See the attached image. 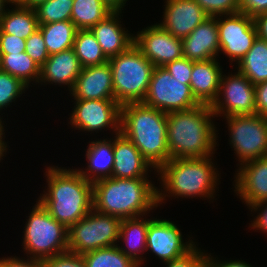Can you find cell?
<instances>
[{"label": "cell", "instance_id": "e0dca14e", "mask_svg": "<svg viewBox=\"0 0 267 267\" xmlns=\"http://www.w3.org/2000/svg\"><path fill=\"white\" fill-rule=\"evenodd\" d=\"M234 191L248 207L267 201V156L239 166Z\"/></svg>", "mask_w": 267, "mask_h": 267}, {"label": "cell", "instance_id": "ac0fdd59", "mask_svg": "<svg viewBox=\"0 0 267 267\" xmlns=\"http://www.w3.org/2000/svg\"><path fill=\"white\" fill-rule=\"evenodd\" d=\"M69 94L73 99H114L112 70L109 62L82 68Z\"/></svg>", "mask_w": 267, "mask_h": 267}, {"label": "cell", "instance_id": "1f68e13d", "mask_svg": "<svg viewBox=\"0 0 267 267\" xmlns=\"http://www.w3.org/2000/svg\"><path fill=\"white\" fill-rule=\"evenodd\" d=\"M118 245L82 254L86 267H140L132 258L126 256Z\"/></svg>", "mask_w": 267, "mask_h": 267}, {"label": "cell", "instance_id": "816d5d0a", "mask_svg": "<svg viewBox=\"0 0 267 267\" xmlns=\"http://www.w3.org/2000/svg\"><path fill=\"white\" fill-rule=\"evenodd\" d=\"M4 122H2V118L0 117V139L5 138V129H4ZM4 135V137H3Z\"/></svg>", "mask_w": 267, "mask_h": 267}, {"label": "cell", "instance_id": "f907efd6", "mask_svg": "<svg viewBox=\"0 0 267 267\" xmlns=\"http://www.w3.org/2000/svg\"><path fill=\"white\" fill-rule=\"evenodd\" d=\"M6 3H7V4H6ZM8 4H10V2H9L8 0H0V20L2 19V17H3V15H4L5 11L7 10V9H5V8H7L6 6H7Z\"/></svg>", "mask_w": 267, "mask_h": 267}, {"label": "cell", "instance_id": "b9f144b4", "mask_svg": "<svg viewBox=\"0 0 267 267\" xmlns=\"http://www.w3.org/2000/svg\"><path fill=\"white\" fill-rule=\"evenodd\" d=\"M240 12L254 18L267 12V0H239Z\"/></svg>", "mask_w": 267, "mask_h": 267}, {"label": "cell", "instance_id": "44dd1931", "mask_svg": "<svg viewBox=\"0 0 267 267\" xmlns=\"http://www.w3.org/2000/svg\"><path fill=\"white\" fill-rule=\"evenodd\" d=\"M82 66L73 48L49 55L45 63L40 67L38 83L54 85H67L71 91L76 79L81 73Z\"/></svg>", "mask_w": 267, "mask_h": 267}, {"label": "cell", "instance_id": "5b68a950", "mask_svg": "<svg viewBox=\"0 0 267 267\" xmlns=\"http://www.w3.org/2000/svg\"><path fill=\"white\" fill-rule=\"evenodd\" d=\"M213 157L172 158L162 165L156 171L161 180L159 182L163 184L161 191L158 188V205L164 203L166 196L175 199L206 197L209 201L214 200L220 178Z\"/></svg>", "mask_w": 267, "mask_h": 267}, {"label": "cell", "instance_id": "603a6c76", "mask_svg": "<svg viewBox=\"0 0 267 267\" xmlns=\"http://www.w3.org/2000/svg\"><path fill=\"white\" fill-rule=\"evenodd\" d=\"M120 13L112 12L90 29L108 59L125 52L134 44V35L120 24Z\"/></svg>", "mask_w": 267, "mask_h": 267}, {"label": "cell", "instance_id": "5bb4252c", "mask_svg": "<svg viewBox=\"0 0 267 267\" xmlns=\"http://www.w3.org/2000/svg\"><path fill=\"white\" fill-rule=\"evenodd\" d=\"M182 232L172 221L167 219H148L146 252L150 251L155 257L164 262L183 256L195 245L189 239L184 243Z\"/></svg>", "mask_w": 267, "mask_h": 267}, {"label": "cell", "instance_id": "ffe728a7", "mask_svg": "<svg viewBox=\"0 0 267 267\" xmlns=\"http://www.w3.org/2000/svg\"><path fill=\"white\" fill-rule=\"evenodd\" d=\"M113 139L114 166L112 177L120 179L148 178L153 167L135 145L121 132Z\"/></svg>", "mask_w": 267, "mask_h": 267}, {"label": "cell", "instance_id": "9c48e42d", "mask_svg": "<svg viewBox=\"0 0 267 267\" xmlns=\"http://www.w3.org/2000/svg\"><path fill=\"white\" fill-rule=\"evenodd\" d=\"M229 144L243 165L267 156V117L258 114L225 117Z\"/></svg>", "mask_w": 267, "mask_h": 267}, {"label": "cell", "instance_id": "8d00e7d4", "mask_svg": "<svg viewBox=\"0 0 267 267\" xmlns=\"http://www.w3.org/2000/svg\"><path fill=\"white\" fill-rule=\"evenodd\" d=\"M196 245L183 256L164 262L166 267H204L208 253L202 252Z\"/></svg>", "mask_w": 267, "mask_h": 267}, {"label": "cell", "instance_id": "d4e9b609", "mask_svg": "<svg viewBox=\"0 0 267 267\" xmlns=\"http://www.w3.org/2000/svg\"><path fill=\"white\" fill-rule=\"evenodd\" d=\"M138 216L122 219L118 242L126 243V246L118 248L128 257L132 258L139 266L144 264L142 259L146 251L148 219ZM142 253V256L140 255Z\"/></svg>", "mask_w": 267, "mask_h": 267}, {"label": "cell", "instance_id": "3957f363", "mask_svg": "<svg viewBox=\"0 0 267 267\" xmlns=\"http://www.w3.org/2000/svg\"><path fill=\"white\" fill-rule=\"evenodd\" d=\"M158 207V187L147 178H105L93 183V208L121 219L146 216Z\"/></svg>", "mask_w": 267, "mask_h": 267}, {"label": "cell", "instance_id": "d6a6232c", "mask_svg": "<svg viewBox=\"0 0 267 267\" xmlns=\"http://www.w3.org/2000/svg\"><path fill=\"white\" fill-rule=\"evenodd\" d=\"M74 0H47L37 7L35 12L39 24L67 21L71 19Z\"/></svg>", "mask_w": 267, "mask_h": 267}, {"label": "cell", "instance_id": "30bf717a", "mask_svg": "<svg viewBox=\"0 0 267 267\" xmlns=\"http://www.w3.org/2000/svg\"><path fill=\"white\" fill-rule=\"evenodd\" d=\"M143 103L165 113L185 111L200 105L190 85L175 79L164 66L154 67Z\"/></svg>", "mask_w": 267, "mask_h": 267}, {"label": "cell", "instance_id": "f5cc1de1", "mask_svg": "<svg viewBox=\"0 0 267 267\" xmlns=\"http://www.w3.org/2000/svg\"><path fill=\"white\" fill-rule=\"evenodd\" d=\"M11 5L13 4H20L23 0H8Z\"/></svg>", "mask_w": 267, "mask_h": 267}, {"label": "cell", "instance_id": "f6af8a7d", "mask_svg": "<svg viewBox=\"0 0 267 267\" xmlns=\"http://www.w3.org/2000/svg\"><path fill=\"white\" fill-rule=\"evenodd\" d=\"M207 267H252L249 263L241 260L220 261L211 256V253L206 257Z\"/></svg>", "mask_w": 267, "mask_h": 267}, {"label": "cell", "instance_id": "f35d334b", "mask_svg": "<svg viewBox=\"0 0 267 267\" xmlns=\"http://www.w3.org/2000/svg\"><path fill=\"white\" fill-rule=\"evenodd\" d=\"M169 73L179 81H185V84L190 85L192 73V61L185 57H181L164 66Z\"/></svg>", "mask_w": 267, "mask_h": 267}, {"label": "cell", "instance_id": "836d02e7", "mask_svg": "<svg viewBox=\"0 0 267 267\" xmlns=\"http://www.w3.org/2000/svg\"><path fill=\"white\" fill-rule=\"evenodd\" d=\"M28 88L20 79L0 70V111L16 102Z\"/></svg>", "mask_w": 267, "mask_h": 267}, {"label": "cell", "instance_id": "8992f818", "mask_svg": "<svg viewBox=\"0 0 267 267\" xmlns=\"http://www.w3.org/2000/svg\"><path fill=\"white\" fill-rule=\"evenodd\" d=\"M113 79L114 99L120 105L143 102L154 65L132 44L108 60Z\"/></svg>", "mask_w": 267, "mask_h": 267}, {"label": "cell", "instance_id": "7bdbcfd3", "mask_svg": "<svg viewBox=\"0 0 267 267\" xmlns=\"http://www.w3.org/2000/svg\"><path fill=\"white\" fill-rule=\"evenodd\" d=\"M0 267H45L42 259H34L28 257L27 259H21L16 256L0 258Z\"/></svg>", "mask_w": 267, "mask_h": 267}, {"label": "cell", "instance_id": "ba28073f", "mask_svg": "<svg viewBox=\"0 0 267 267\" xmlns=\"http://www.w3.org/2000/svg\"><path fill=\"white\" fill-rule=\"evenodd\" d=\"M122 219L94 208L68 229V250L77 254L117 245Z\"/></svg>", "mask_w": 267, "mask_h": 267}, {"label": "cell", "instance_id": "7c38bea8", "mask_svg": "<svg viewBox=\"0 0 267 267\" xmlns=\"http://www.w3.org/2000/svg\"><path fill=\"white\" fill-rule=\"evenodd\" d=\"M217 25L219 53H224L231 64L233 62L238 63L247 54L257 38L253 18L242 12L226 14L217 16Z\"/></svg>", "mask_w": 267, "mask_h": 267}, {"label": "cell", "instance_id": "4fadbf2b", "mask_svg": "<svg viewBox=\"0 0 267 267\" xmlns=\"http://www.w3.org/2000/svg\"><path fill=\"white\" fill-rule=\"evenodd\" d=\"M70 122L74 129L96 132L110 128L113 134L120 133L121 106L115 99H74Z\"/></svg>", "mask_w": 267, "mask_h": 267}, {"label": "cell", "instance_id": "7a4b0ae2", "mask_svg": "<svg viewBox=\"0 0 267 267\" xmlns=\"http://www.w3.org/2000/svg\"><path fill=\"white\" fill-rule=\"evenodd\" d=\"M210 105L167 113V147L172 158H205L215 154L218 134Z\"/></svg>", "mask_w": 267, "mask_h": 267}, {"label": "cell", "instance_id": "74e56055", "mask_svg": "<svg viewBox=\"0 0 267 267\" xmlns=\"http://www.w3.org/2000/svg\"><path fill=\"white\" fill-rule=\"evenodd\" d=\"M45 267H86L83 256L69 250L43 260Z\"/></svg>", "mask_w": 267, "mask_h": 267}, {"label": "cell", "instance_id": "d6986e66", "mask_svg": "<svg viewBox=\"0 0 267 267\" xmlns=\"http://www.w3.org/2000/svg\"><path fill=\"white\" fill-rule=\"evenodd\" d=\"M183 57L190 61H206L219 56L217 17H207L182 39Z\"/></svg>", "mask_w": 267, "mask_h": 267}, {"label": "cell", "instance_id": "2e32d148", "mask_svg": "<svg viewBox=\"0 0 267 267\" xmlns=\"http://www.w3.org/2000/svg\"><path fill=\"white\" fill-rule=\"evenodd\" d=\"M164 3L163 20L158 25L180 39L209 17L195 0H166Z\"/></svg>", "mask_w": 267, "mask_h": 267}, {"label": "cell", "instance_id": "d590c367", "mask_svg": "<svg viewBox=\"0 0 267 267\" xmlns=\"http://www.w3.org/2000/svg\"><path fill=\"white\" fill-rule=\"evenodd\" d=\"M25 52L41 67L49 57L43 35L37 29L25 42Z\"/></svg>", "mask_w": 267, "mask_h": 267}, {"label": "cell", "instance_id": "6da1fadb", "mask_svg": "<svg viewBox=\"0 0 267 267\" xmlns=\"http://www.w3.org/2000/svg\"><path fill=\"white\" fill-rule=\"evenodd\" d=\"M45 170L47 191L43 190L38 201L69 229L93 209V183L81 176L77 168L49 166Z\"/></svg>", "mask_w": 267, "mask_h": 267}, {"label": "cell", "instance_id": "c3c4849f", "mask_svg": "<svg viewBox=\"0 0 267 267\" xmlns=\"http://www.w3.org/2000/svg\"><path fill=\"white\" fill-rule=\"evenodd\" d=\"M47 0H23L20 5L24 6V7H29L34 9L35 7H37L39 4L45 2Z\"/></svg>", "mask_w": 267, "mask_h": 267}, {"label": "cell", "instance_id": "f1b7e54d", "mask_svg": "<svg viewBox=\"0 0 267 267\" xmlns=\"http://www.w3.org/2000/svg\"><path fill=\"white\" fill-rule=\"evenodd\" d=\"M112 12L102 0H74L70 20L78 30L91 29Z\"/></svg>", "mask_w": 267, "mask_h": 267}, {"label": "cell", "instance_id": "9a60e30c", "mask_svg": "<svg viewBox=\"0 0 267 267\" xmlns=\"http://www.w3.org/2000/svg\"><path fill=\"white\" fill-rule=\"evenodd\" d=\"M134 45L155 67L183 57L182 39L163 30L157 23L138 31L134 35Z\"/></svg>", "mask_w": 267, "mask_h": 267}, {"label": "cell", "instance_id": "7dc6e473", "mask_svg": "<svg viewBox=\"0 0 267 267\" xmlns=\"http://www.w3.org/2000/svg\"><path fill=\"white\" fill-rule=\"evenodd\" d=\"M113 12H122L128 0H102Z\"/></svg>", "mask_w": 267, "mask_h": 267}, {"label": "cell", "instance_id": "484cf974", "mask_svg": "<svg viewBox=\"0 0 267 267\" xmlns=\"http://www.w3.org/2000/svg\"><path fill=\"white\" fill-rule=\"evenodd\" d=\"M13 7L5 11L0 20V30L27 39L39 28L35 9L20 4H13Z\"/></svg>", "mask_w": 267, "mask_h": 267}, {"label": "cell", "instance_id": "681fc988", "mask_svg": "<svg viewBox=\"0 0 267 267\" xmlns=\"http://www.w3.org/2000/svg\"><path fill=\"white\" fill-rule=\"evenodd\" d=\"M4 139H0V162L1 159L3 160V156H5L4 154H6L7 152V142L3 141Z\"/></svg>", "mask_w": 267, "mask_h": 267}, {"label": "cell", "instance_id": "f546056e", "mask_svg": "<svg viewBox=\"0 0 267 267\" xmlns=\"http://www.w3.org/2000/svg\"><path fill=\"white\" fill-rule=\"evenodd\" d=\"M1 70L20 79L28 87L40 78V66L24 51L21 53L1 54Z\"/></svg>", "mask_w": 267, "mask_h": 267}, {"label": "cell", "instance_id": "4316f807", "mask_svg": "<svg viewBox=\"0 0 267 267\" xmlns=\"http://www.w3.org/2000/svg\"><path fill=\"white\" fill-rule=\"evenodd\" d=\"M236 64V69L253 85L267 81V41L257 37L247 54Z\"/></svg>", "mask_w": 267, "mask_h": 267}, {"label": "cell", "instance_id": "ee69618b", "mask_svg": "<svg viewBox=\"0 0 267 267\" xmlns=\"http://www.w3.org/2000/svg\"><path fill=\"white\" fill-rule=\"evenodd\" d=\"M255 114L267 117V81L255 86Z\"/></svg>", "mask_w": 267, "mask_h": 267}, {"label": "cell", "instance_id": "7402d4cb", "mask_svg": "<svg viewBox=\"0 0 267 267\" xmlns=\"http://www.w3.org/2000/svg\"><path fill=\"white\" fill-rule=\"evenodd\" d=\"M219 59L192 61L190 87L195 99L204 105H212L217 98L222 76Z\"/></svg>", "mask_w": 267, "mask_h": 267}, {"label": "cell", "instance_id": "8fae6325", "mask_svg": "<svg viewBox=\"0 0 267 267\" xmlns=\"http://www.w3.org/2000/svg\"><path fill=\"white\" fill-rule=\"evenodd\" d=\"M255 85L238 70L221 76L219 92L211 105L215 117L255 114Z\"/></svg>", "mask_w": 267, "mask_h": 267}, {"label": "cell", "instance_id": "60d3db41", "mask_svg": "<svg viewBox=\"0 0 267 267\" xmlns=\"http://www.w3.org/2000/svg\"><path fill=\"white\" fill-rule=\"evenodd\" d=\"M250 211L258 212L257 216L254 217L253 222L251 223V228L254 230H261L263 233H267V201L259 202L255 205L249 207Z\"/></svg>", "mask_w": 267, "mask_h": 267}, {"label": "cell", "instance_id": "bcb514c9", "mask_svg": "<svg viewBox=\"0 0 267 267\" xmlns=\"http://www.w3.org/2000/svg\"><path fill=\"white\" fill-rule=\"evenodd\" d=\"M257 31V37L267 41V12L253 18Z\"/></svg>", "mask_w": 267, "mask_h": 267}, {"label": "cell", "instance_id": "4dcf8cb0", "mask_svg": "<svg viewBox=\"0 0 267 267\" xmlns=\"http://www.w3.org/2000/svg\"><path fill=\"white\" fill-rule=\"evenodd\" d=\"M73 49L82 68L101 65L109 60L90 29L77 30Z\"/></svg>", "mask_w": 267, "mask_h": 267}, {"label": "cell", "instance_id": "277c9868", "mask_svg": "<svg viewBox=\"0 0 267 267\" xmlns=\"http://www.w3.org/2000/svg\"><path fill=\"white\" fill-rule=\"evenodd\" d=\"M120 132L157 171L171 157L167 147V113L143 102L121 106Z\"/></svg>", "mask_w": 267, "mask_h": 267}, {"label": "cell", "instance_id": "ab89813d", "mask_svg": "<svg viewBox=\"0 0 267 267\" xmlns=\"http://www.w3.org/2000/svg\"><path fill=\"white\" fill-rule=\"evenodd\" d=\"M26 39L4 33L0 30V54L21 53L25 51Z\"/></svg>", "mask_w": 267, "mask_h": 267}, {"label": "cell", "instance_id": "83f0119b", "mask_svg": "<svg viewBox=\"0 0 267 267\" xmlns=\"http://www.w3.org/2000/svg\"><path fill=\"white\" fill-rule=\"evenodd\" d=\"M49 55L73 48L76 26L71 20L39 24Z\"/></svg>", "mask_w": 267, "mask_h": 267}, {"label": "cell", "instance_id": "cb8c5ba5", "mask_svg": "<svg viewBox=\"0 0 267 267\" xmlns=\"http://www.w3.org/2000/svg\"><path fill=\"white\" fill-rule=\"evenodd\" d=\"M87 147L85 156L88 164L85 170L83 168L77 169L80 175L91 183L112 177L114 166L113 138L93 140Z\"/></svg>", "mask_w": 267, "mask_h": 267}, {"label": "cell", "instance_id": "52a82bcc", "mask_svg": "<svg viewBox=\"0 0 267 267\" xmlns=\"http://www.w3.org/2000/svg\"><path fill=\"white\" fill-rule=\"evenodd\" d=\"M36 202L26 219L22 246L27 257L44 260L68 250V228Z\"/></svg>", "mask_w": 267, "mask_h": 267}, {"label": "cell", "instance_id": "e575fe53", "mask_svg": "<svg viewBox=\"0 0 267 267\" xmlns=\"http://www.w3.org/2000/svg\"><path fill=\"white\" fill-rule=\"evenodd\" d=\"M208 16L217 17L240 12L239 0H195Z\"/></svg>", "mask_w": 267, "mask_h": 267}, {"label": "cell", "instance_id": "db71d44e", "mask_svg": "<svg viewBox=\"0 0 267 267\" xmlns=\"http://www.w3.org/2000/svg\"><path fill=\"white\" fill-rule=\"evenodd\" d=\"M0 70H1V54H0Z\"/></svg>", "mask_w": 267, "mask_h": 267}]
</instances>
